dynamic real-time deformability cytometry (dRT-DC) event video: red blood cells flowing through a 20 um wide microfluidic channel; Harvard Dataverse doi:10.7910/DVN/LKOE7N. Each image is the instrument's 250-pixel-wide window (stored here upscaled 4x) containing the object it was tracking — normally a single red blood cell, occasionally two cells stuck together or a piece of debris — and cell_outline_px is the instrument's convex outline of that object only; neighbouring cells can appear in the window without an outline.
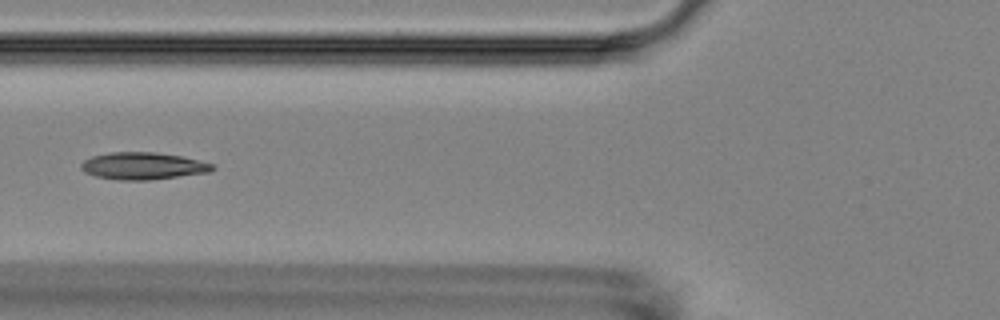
{"species": "Egyptian fruit bat (a non-hibernating species)", "species_latin": "Rousettus aegyptiacus", "temperature_condition": "room temperature", "stored_images_in_passage": 15, "segment_of_instrument_passage": [1, 2], "camera_frame_rate_fps": 3000, "um_per_image_px": 0.085, "animal": {"sex": "female"}, "frame": {"image": 1, "passage_image": 5, "time_ms": 5.667, "image_size_px": [1000, 320], "cell_outline_px": [[216, 168], [208, 172], [148, 180], [120, 180], [96, 176], [84, 172], [80, 168], [80, 164], [84, 160], [92, 156], [112, 152], [156, 152], [184, 156], [212, 164]], "centroid_in_image_um": [12.13, 14.09], "position_along_channel_um": 113.7, "area_um2": 20.69}}
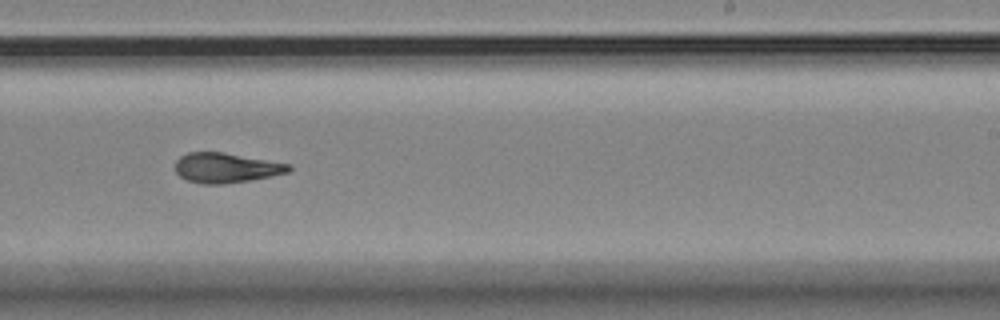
{"frame": {"image": 2, "passage_image": 9, "time_ms": 10.0, "image_size_px": [1000, 320], "cell_outline_px": [[292, 168], [288, 172], [272, 176], [224, 184], [204, 184], [188, 180], [180, 176], [176, 172], [176, 160], [180, 156], [188, 152], [224, 152], [292, 164]], "centroid_in_image_um": [19.23, 14.25], "position_along_channel_um": 269.8, "area_um2": 19.77}}
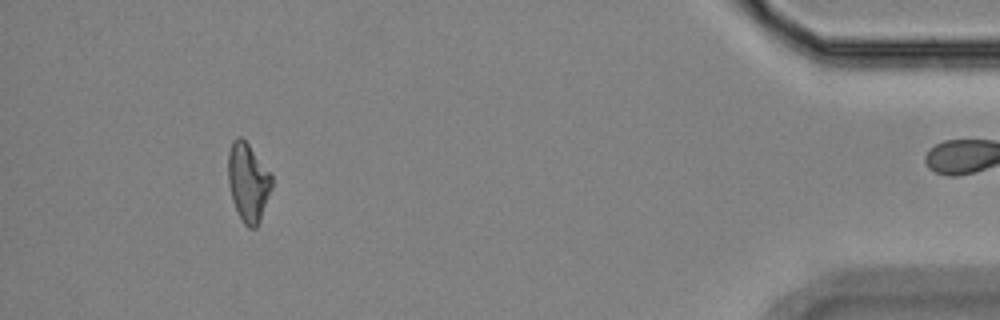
{"frame": {"image": 3, "passage_image": 13, "time_ms": 15.667, "image_size_px": [1000, 320], "cell_outline_px": [[272, 188], [260, 220], [256, 228], [248, 228], [244, 224], [232, 200], [228, 184], [228, 152], [232, 140], [236, 136], [240, 136], [248, 144], [272, 176]], "centroid_in_image_um": [21.07, 15.49], "position_along_channel_um": 414.1, "area_um2": 19.83}}